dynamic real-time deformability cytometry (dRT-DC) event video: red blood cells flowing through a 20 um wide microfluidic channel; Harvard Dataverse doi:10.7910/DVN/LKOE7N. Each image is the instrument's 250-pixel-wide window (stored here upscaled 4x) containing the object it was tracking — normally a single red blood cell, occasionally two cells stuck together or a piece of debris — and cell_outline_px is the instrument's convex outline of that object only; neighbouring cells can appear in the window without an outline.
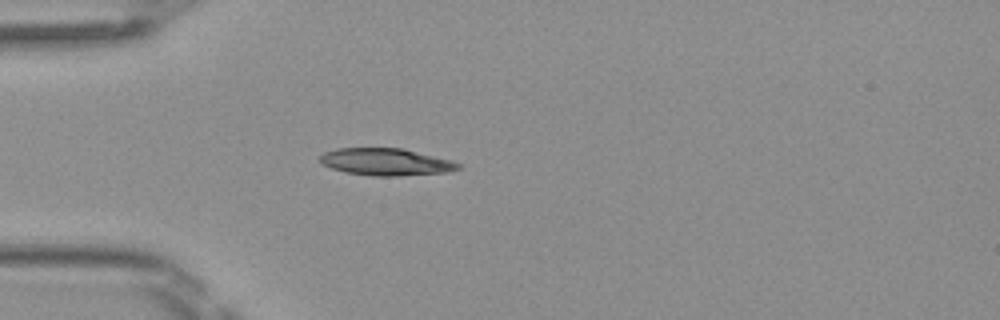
{"species": "Egyptian fruit bat (a non-hibernating species)", "species_latin": "Rousettus aegyptiacus", "temperature_condition": "room temperature", "stored_images_in_passage": 42, "camera_frame_rate_fps": 3000, "um_per_image_px": 0.085, "frame": {"image": 1, "passage_image": 7, "time_ms": 2.0, "image_size_px": [1000, 320], "cell_outline_px": [[460, 168], [448, 172], [400, 176], [372, 176], [344, 172], [320, 164], [320, 156], [324, 152], [336, 148], [404, 148], [452, 160], [460, 164]], "centroid_in_image_um": [32.8, 13.76], "position_along_channel_um": 52.2, "area_um2": 22.08}}
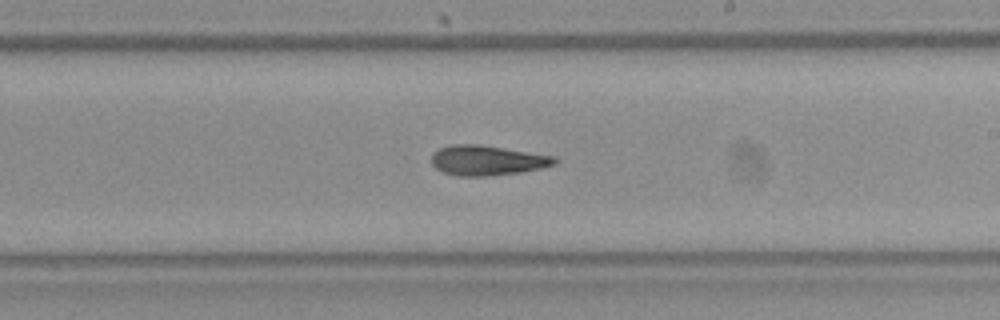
{"frame": {"image": 2, "passage_image": 22, "time_ms": 7.0, "image_size_px": [1000, 320], "cell_outline_px": [[560, 160], [556, 164], [540, 168], [520, 172], [488, 176], [456, 176], [444, 172], [436, 168], [432, 164], [432, 152], [440, 148], [452, 144], [480, 144], [556, 156]], "centroid_in_image_um": [41.43, 13.62], "position_along_channel_um": 247.6, "area_um2": 21.68}}
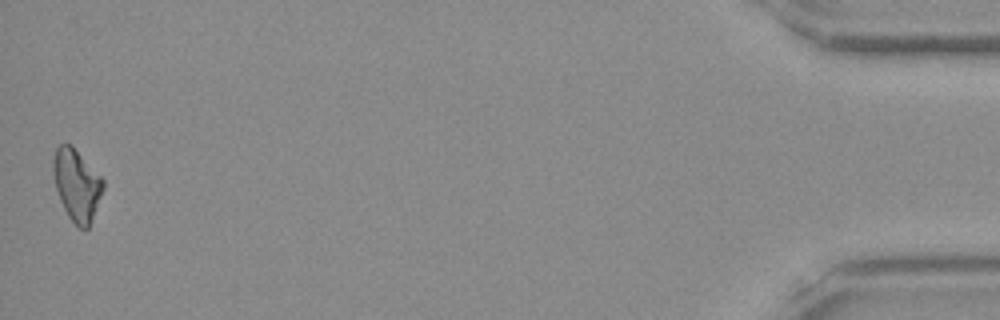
{"frame": {"image": 3, "passage_image": 42, "time_ms": 13.667, "image_size_px": [1000, 320], "cell_outline_px": [[104, 188], [88, 228], [80, 228], [68, 216], [60, 200], [56, 188], [52, 172], [52, 160], [56, 148], [60, 144], [72, 144], [104, 180]], "centroid_in_image_um": [6.51, 15.67], "position_along_channel_um": 428.7, "area_um2": 20.69}, "authors_computed_cell_mechanics": {"area_um2": 20.8947, "velocity_mm_per_s": 4.0945, "shape_relaxation_time_tau1_ms": 5.9259, "shape_relaxation_time_tau2_ms": 2.053, "deformation_change_tau1": 0.1567, "deformation_change_tau2": 0.0954}}